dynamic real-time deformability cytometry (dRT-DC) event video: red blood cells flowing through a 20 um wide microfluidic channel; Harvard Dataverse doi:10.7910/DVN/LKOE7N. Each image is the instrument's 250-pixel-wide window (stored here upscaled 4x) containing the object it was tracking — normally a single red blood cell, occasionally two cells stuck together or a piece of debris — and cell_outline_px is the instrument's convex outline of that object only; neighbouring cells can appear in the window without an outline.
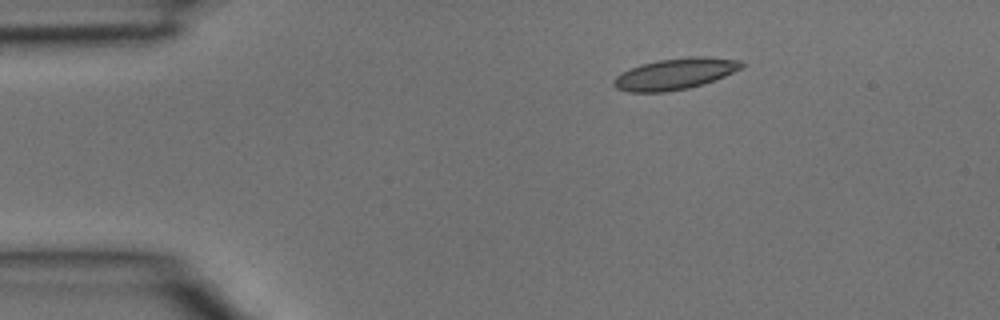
{"species": "common noctule bat (a hibernating species)", "species_latin": "Nyctalus noctula", "temperature_condition": "room temperature", "stored_images_in_passage": 34, "camera_frame_rate_fps": 3000, "um_per_image_px": 0.085, "animal": {"sex": "male", "body_mass_g": 15.6}, "frame": {"image": 1, "passage_image": 1, "time_ms": 0.0, "image_size_px": [1000, 320], "cell_outline_px": [[744, 64], [740, 68], [724, 76], [704, 84], [688, 88], [664, 92], [628, 92], [616, 88], [612, 84], [612, 80], [616, 76], [632, 68], [644, 64], [660, 60], [692, 56], [704, 56], [740, 60]], "centroid_in_image_um": [57.37, 6.29], "position_along_channel_um": 27.6, "area_um2": 22.95}}
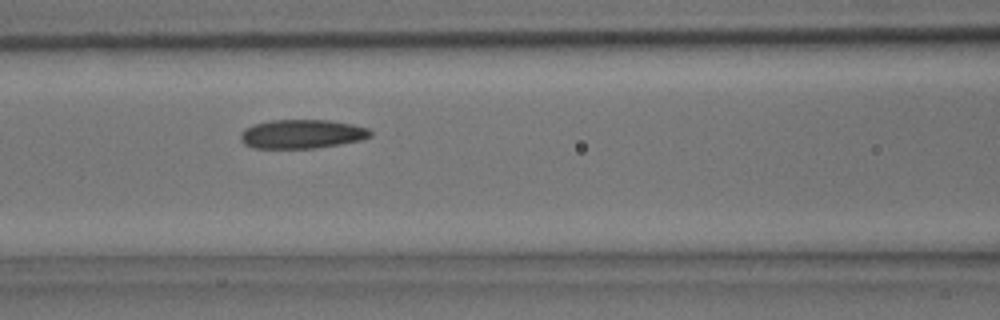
{"frame": {"image": 2, "passage_image": 11, "time_ms": 3.333, "image_size_px": [1000, 320], "cell_outline_px": [[372, 136], [360, 140], [340, 144], [316, 148], [252, 148], [244, 144], [240, 140], [240, 136], [244, 128], [252, 124], [272, 120], [332, 120], [352, 124], [368, 128], [372, 132]], "centroid_in_image_um": [25.65, 11.39], "position_along_channel_um": 141.0, "area_um2": 22.08}}
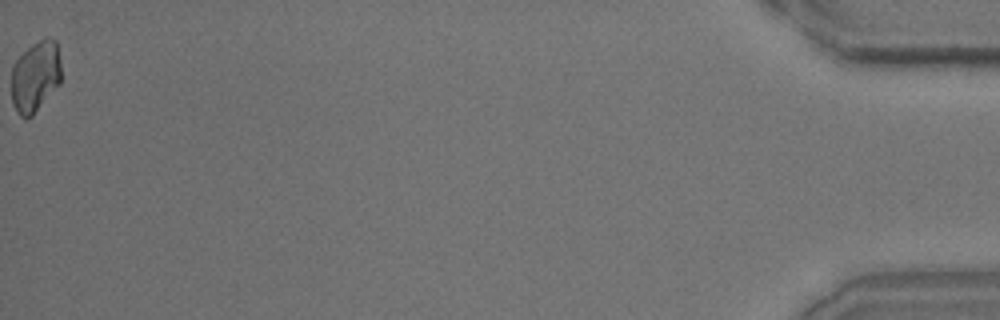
{"frame": {"image": 3, "passage_image": 34, "time_ms": 11.0, "image_size_px": [1000, 320], "cell_outline_px": [[60, 84], [32, 116], [20, 116], [16, 112], [12, 104], [12, 64], [32, 44], [44, 36], [48, 36], [56, 40], [60, 64]], "centroid_in_image_um": [3.01, 6.48], "position_along_channel_um": 432.2, "area_um2": 20.69}}